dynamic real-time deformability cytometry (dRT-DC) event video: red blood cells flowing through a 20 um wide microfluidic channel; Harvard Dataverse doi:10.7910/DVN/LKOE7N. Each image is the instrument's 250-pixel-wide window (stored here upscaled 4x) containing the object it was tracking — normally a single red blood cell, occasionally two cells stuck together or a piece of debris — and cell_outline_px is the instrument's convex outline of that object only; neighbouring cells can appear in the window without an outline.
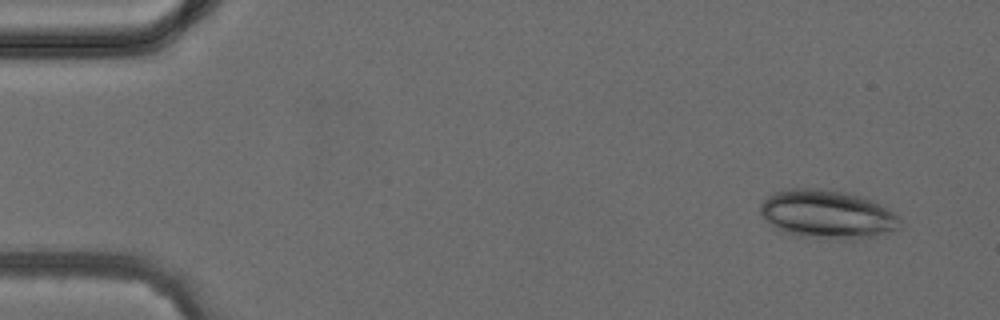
{"species": "common noctule bat (a hibernating species)", "species_latin": "Nyctalus noctula", "temperature_condition": "cold", "stored_images_in_passage": 4, "camera_frame_rate_fps": 3000, "um_per_image_px": 0.085, "animal": {"sex": "female", "body_mass_g": 24.6, "forearm_length_mm": 56.2}, "frame": {"image": 1, "passage_image": 1, "time_ms": 0.0, "image_size_px": [1000, 320], "cell_outline_px": [[900, 228], [876, 236], [860, 240], [836, 240], [792, 236], [780, 232], [772, 228], [760, 212], [760, 204], [768, 196], [776, 192], [788, 188], [820, 188], [844, 192], [864, 196], [880, 204], [892, 212], [900, 220]], "centroid_in_image_um": [70.29, 18.25], "position_along_channel_um": 14.7, "area_um2": 40.34}}